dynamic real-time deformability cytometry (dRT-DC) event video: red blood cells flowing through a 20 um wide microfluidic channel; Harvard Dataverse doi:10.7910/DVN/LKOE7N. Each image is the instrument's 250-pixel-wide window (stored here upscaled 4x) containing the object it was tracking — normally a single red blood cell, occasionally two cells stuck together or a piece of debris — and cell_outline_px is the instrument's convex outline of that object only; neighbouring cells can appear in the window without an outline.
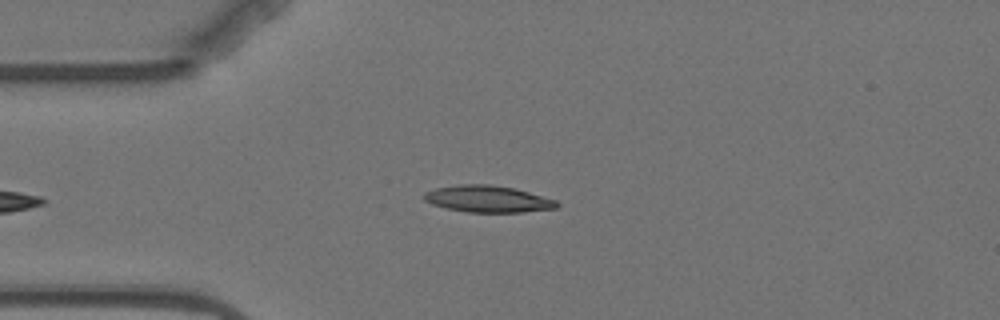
{"species": "Egyptian fruit bat (a non-hibernating species)", "species_latin": "Rousettus aegyptiacus", "temperature_condition": "warm", "stored_images_in_passage": 3, "camera_frame_rate_fps": 3000, "um_per_image_px": 0.085, "animal": {"sex": "female"}, "frame": {"image": 1, "passage_image": 3, "time_ms": 2.333, "image_size_px": [1000, 320], "cell_outline_px": [[560, 204], [556, 208], [524, 212], [468, 212], [448, 208], [432, 204], [424, 200], [424, 192], [436, 188], [460, 184], [488, 184], [516, 188], [556, 200]], "centroid_in_image_um": [41.49, 16.9], "position_along_channel_um": 43.5, "area_um2": 20.63}}